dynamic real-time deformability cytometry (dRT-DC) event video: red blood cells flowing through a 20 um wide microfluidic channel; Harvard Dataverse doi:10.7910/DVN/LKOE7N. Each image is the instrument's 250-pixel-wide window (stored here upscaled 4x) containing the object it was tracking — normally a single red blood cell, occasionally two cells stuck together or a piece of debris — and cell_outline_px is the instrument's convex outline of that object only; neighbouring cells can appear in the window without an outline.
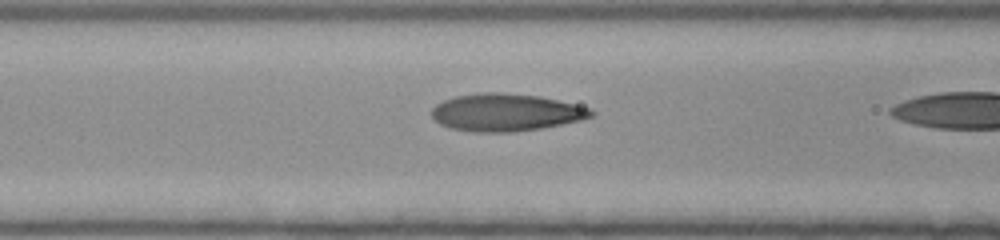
{"species": "human", "species_latin": "Homo sapiens", "temperature_condition": "room temperature", "stored_images_in_passage": 20, "camera_frame_rate_fps": 3000, "um_per_image_px": 0.085, "donor": {"sex": "female"}, "frame": {"image": 1, "passage_image": 19, "time_ms": 6.0, "image_size_px": [1000, 240], "cell_outline_px": [[596, 112], [592, 116], [580, 120], [540, 128], [508, 132], [472, 132], [452, 128], [440, 124], [432, 116], [432, 108], [436, 104], [444, 100], [456, 96], [480, 92], [500, 92], [540, 96], [576, 104], [592, 108]], "centroid_in_image_um": [43.01, 9.54], "position_along_channel_um": 123.6, "area_um2": 34.74}}